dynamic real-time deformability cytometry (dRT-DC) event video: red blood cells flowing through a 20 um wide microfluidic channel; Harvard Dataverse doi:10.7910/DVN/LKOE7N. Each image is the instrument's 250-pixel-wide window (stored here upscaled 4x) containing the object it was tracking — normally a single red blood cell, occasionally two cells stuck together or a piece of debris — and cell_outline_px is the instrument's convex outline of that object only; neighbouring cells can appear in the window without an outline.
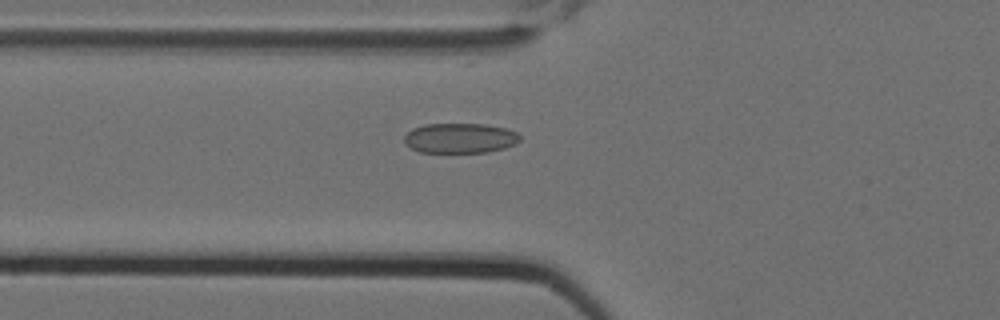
{"species": "Egyptian fruit bat (a non-hibernating species)", "species_latin": "Rousettus aegyptiacus", "temperature_condition": "cold", "stored_images_in_passage": 7, "camera_frame_rate_fps": 3000, "um_per_image_px": 0.085, "animal": {"sex": "female"}, "frame": {"image": 1, "passage_image": 7, "time_ms": 2.0, "image_size_px": [1000, 320], "cell_outline_px": [[520, 140], [516, 144], [504, 148], [488, 152], [420, 152], [404, 144], [404, 136], [412, 128], [424, 124], [484, 124], [504, 128], [516, 132], [520, 136]], "centroid_in_image_um": [39.08, 11.74], "position_along_channel_um": 86.7, "area_um2": 20.23}}